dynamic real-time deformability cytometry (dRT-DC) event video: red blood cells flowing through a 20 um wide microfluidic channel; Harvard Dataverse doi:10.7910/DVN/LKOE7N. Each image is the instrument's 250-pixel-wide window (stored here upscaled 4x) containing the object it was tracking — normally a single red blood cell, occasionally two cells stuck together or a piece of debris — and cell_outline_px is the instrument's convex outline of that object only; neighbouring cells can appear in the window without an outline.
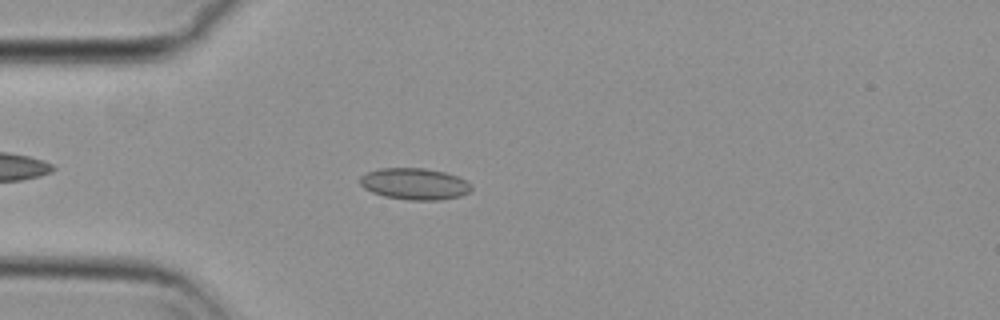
{"species": "common noctule bat (a hibernating species)", "species_latin": "Nyctalus noctula", "temperature_condition": "cold", "stored_images_in_passage": 47, "camera_frame_rate_fps": 3000, "um_per_image_px": 0.085, "animal": {"sex": "female", "body_mass_g": 29.2, "forearm_length_mm": 56.3}, "frame": {"image": 1, "passage_image": 7, "time_ms": 2.0, "image_size_px": [1000, 320], "cell_outline_px": [[472, 188], [468, 192], [460, 196], [440, 200], [408, 200], [384, 196], [372, 192], [364, 188], [360, 184], [360, 176], [368, 172], [380, 168], [424, 168], [444, 172], [456, 176], [464, 180]], "centroid_in_image_um": [35.2, 15.63], "position_along_channel_um": 49.8, "area_um2": 20.29}}
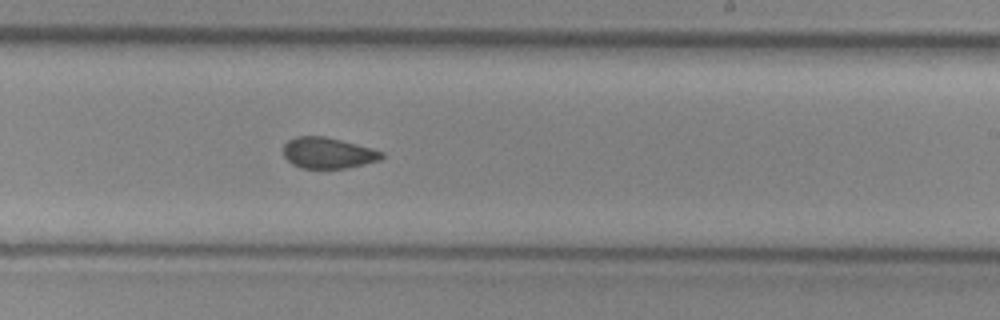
{"frame": {"image": 2, "passage_image": 25, "time_ms": 8.0, "image_size_px": [1000, 320], "cell_outline_px": [[384, 156], [380, 160], [348, 168], [300, 168], [292, 164], [284, 156], [284, 144], [288, 140], [296, 136], [324, 136], [372, 148], [384, 152]], "centroid_in_image_um": [27.88, 13.0], "position_along_channel_um": 261.1, "area_um2": 17.74}}
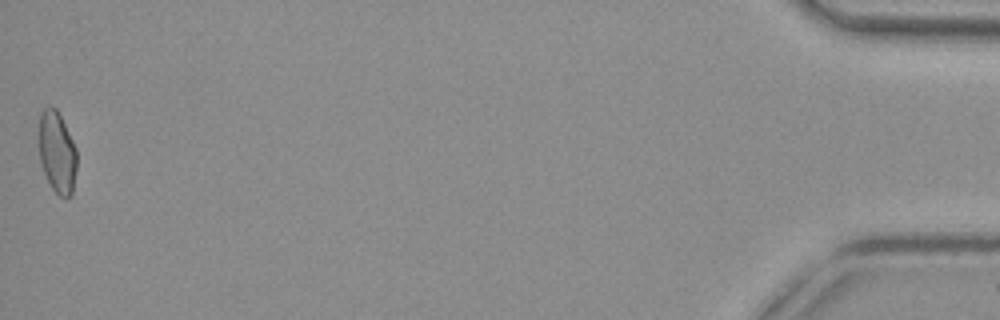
{"frame": {"image": 3, "passage_image": 47, "time_ms": 15.333, "image_size_px": [1000, 320], "cell_outline_px": [[76, 168], [72, 196], [64, 200], [52, 188], [40, 164], [40, 112], [44, 108], [56, 108], [76, 148]], "centroid_in_image_um": [4.86, 13.01], "position_along_channel_um": 430.3, "area_um2": 17.74}, "authors_computed_cell_mechanics": {"area_um2": 18.496, "velocity_mm_per_s": 3.7172, "shape_relaxation_time_tau1_ms": null, "shape_relaxation_time_tau2_ms": 2.2174, "deformation_change_tau1": null, "deformation_change_tau2": 0.0742}}